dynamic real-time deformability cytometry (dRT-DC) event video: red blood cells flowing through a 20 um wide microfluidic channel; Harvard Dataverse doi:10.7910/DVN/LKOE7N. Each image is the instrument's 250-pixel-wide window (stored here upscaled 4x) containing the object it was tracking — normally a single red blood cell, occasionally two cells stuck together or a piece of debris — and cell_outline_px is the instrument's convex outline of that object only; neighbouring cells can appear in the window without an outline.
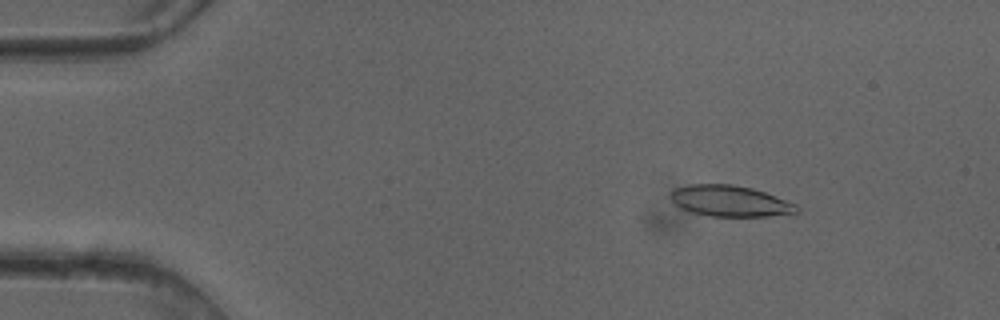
{"species": "common noctule bat (a hibernating species)", "species_latin": "Nyctalus noctula", "temperature_condition": "cold", "stored_images_in_passage": 50, "camera_frame_rate_fps": 3000, "um_per_image_px": 0.085, "animal": {"sex": "female"}, "frame": {"image": 1, "passage_image": 7, "time_ms": 2.0, "image_size_px": [1000, 320], "cell_outline_px": [[800, 212], [768, 216], [712, 216], [692, 212], [680, 208], [668, 196], [676, 188], [688, 184], [732, 184], [752, 188], [764, 192], [796, 204], [800, 208]], "centroid_in_image_um": [62.05, 17.08], "position_along_channel_um": 23.0, "area_um2": 22.72}}
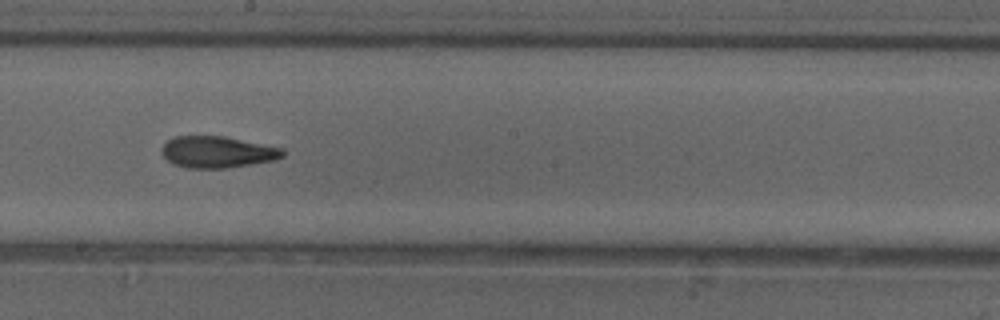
{"frame": {"image": 2, "passage_image": 28, "time_ms": 9.0, "image_size_px": [1000, 320], "cell_outline_px": [[284, 156], [276, 160], [224, 168], [188, 168], [172, 164], [160, 152], [160, 148], [168, 140], [176, 136], [224, 136], [284, 148]], "centroid_in_image_um": [18.47, 12.92], "position_along_channel_um": 229.7, "area_um2": 22.31}}
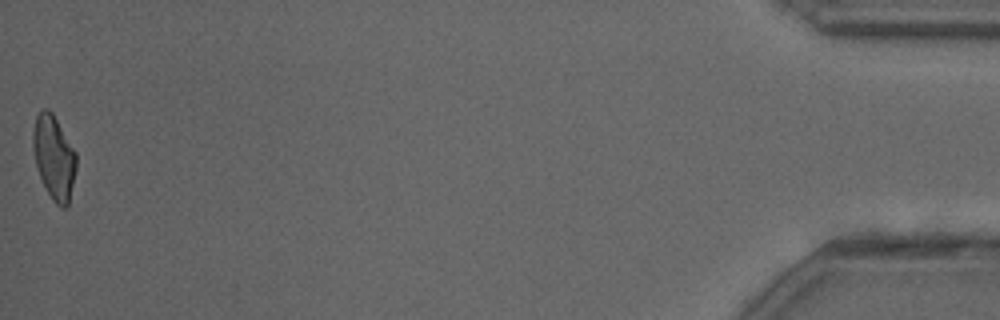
{"frame": {"image": 3, "passage_image": 50, "time_ms": 16.333, "image_size_px": [1000, 320], "cell_outline_px": [[76, 168], [68, 208], [60, 208], [52, 200], [40, 176], [36, 164], [32, 144], [32, 132], [36, 116], [40, 108], [48, 108], [52, 112], [76, 152]], "centroid_in_image_um": [4.58, 13.37], "position_along_channel_um": 430.6, "area_um2": 21.21}, "authors_computed_cell_mechanics": {"area_um2": 22.4264, "velocity_mm_per_s": 4.1114, "shape_relaxation_time_tau1_ms": 7.2082, "shape_relaxation_time_tau2_ms": 2.506, "deformation_change_tau1": 0.2015, "deformation_change_tau2": 0.0882}}